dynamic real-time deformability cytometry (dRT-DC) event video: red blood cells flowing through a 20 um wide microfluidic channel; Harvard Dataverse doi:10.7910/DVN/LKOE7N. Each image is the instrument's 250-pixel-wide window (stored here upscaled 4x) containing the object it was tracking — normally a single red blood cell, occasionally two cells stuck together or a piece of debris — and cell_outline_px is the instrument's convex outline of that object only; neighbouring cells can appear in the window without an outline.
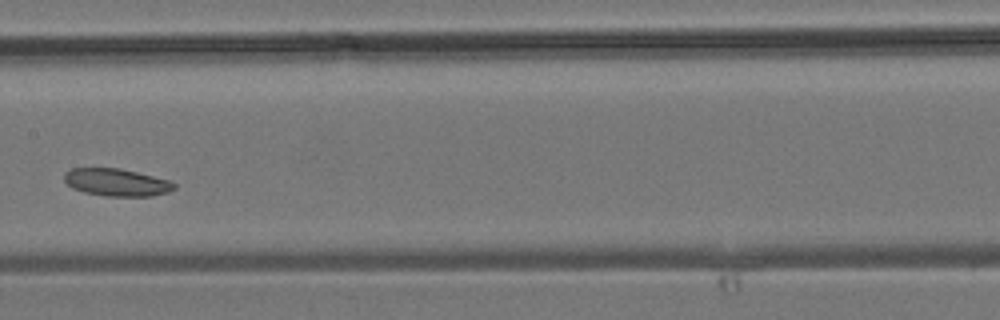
{"species": "common noctule bat (a hibernating species)", "species_latin": "Nyctalus noctula", "temperature_condition": "room temperature", "stored_images_in_passage": 36, "camera_frame_rate_fps": 3000, "um_per_image_px": 0.085, "animal": {"sex": "male", "body_mass_g": 19.2, "forearm_length_mm": 51.8}, "frame": {"image": 1, "passage_image": 16, "time_ms": 5.0, "image_size_px": [1000, 320], "cell_outline_px": [[176, 188], [168, 192], [152, 196], [104, 196], [84, 192], [72, 188], [64, 180], [64, 172], [72, 168], [120, 168], [168, 180], [176, 184]], "centroid_in_image_um": [9.89, 15.5], "position_along_channel_um": 197.5, "area_um2": 17.57}}
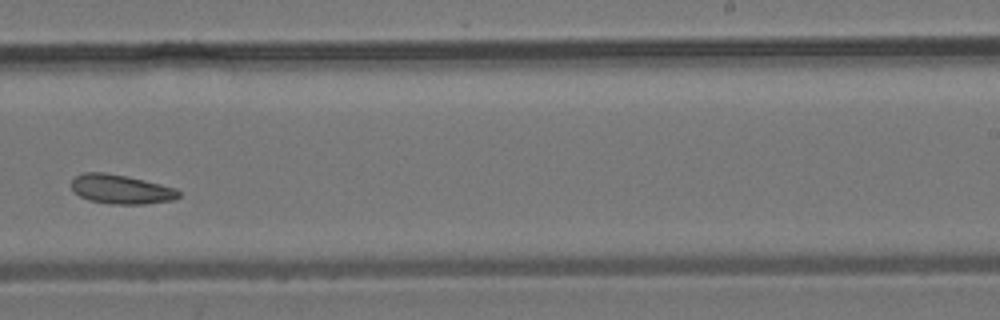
{"frame": {"image": 2, "passage_image": 21, "time_ms": 6.667, "image_size_px": [1000, 320], "cell_outline_px": [[180, 196], [172, 200], [148, 204], [108, 204], [88, 200], [80, 196], [72, 188], [72, 180], [76, 176], [84, 172], [104, 172], [124, 176], [160, 184], [176, 188], [180, 192]], "centroid_in_image_um": [10.29, 16.1], "position_along_channel_um": 278.7, "area_um2": 18.15}}
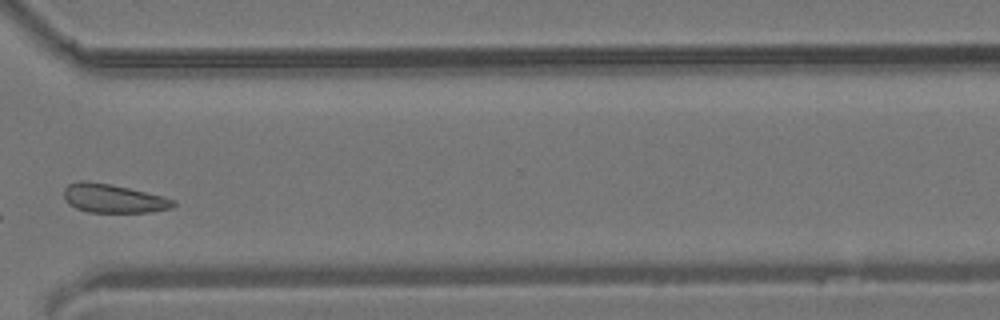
{"frame": {"image": 3, "passage_image": 26, "time_ms": 8.333, "image_size_px": [1000, 320], "cell_outline_px": [[176, 204], [172, 208], [152, 212], [88, 212], [76, 208], [68, 204], [64, 200], [64, 188], [68, 184], [80, 180], [84, 180], [112, 184], [164, 196], [176, 200]], "centroid_in_image_um": [9.63, 16.86], "position_along_channel_um": 361.0, "area_um2": 18.55}}